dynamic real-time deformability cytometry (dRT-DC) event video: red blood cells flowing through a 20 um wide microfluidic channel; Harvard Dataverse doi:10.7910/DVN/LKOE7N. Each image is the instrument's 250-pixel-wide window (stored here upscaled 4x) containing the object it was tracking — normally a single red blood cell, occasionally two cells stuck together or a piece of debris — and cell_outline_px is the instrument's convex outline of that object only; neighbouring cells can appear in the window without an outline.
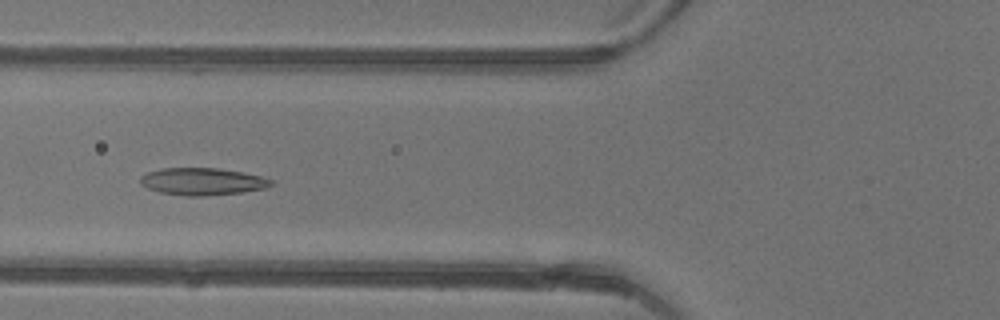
{"species": "common noctule bat (a hibernating species)", "species_latin": "Nyctalus noctula", "temperature_condition": "warm", "stored_images_in_passage": 47, "camera_frame_rate_fps": 3000, "um_per_image_px": 0.085, "animal": {"sex": "female"}, "frame": {"image": 1, "passage_image": 19, "time_ms": 6.0, "image_size_px": [1000, 320], "cell_outline_px": [[276, 184], [268, 188], [240, 192], [200, 196], [184, 196], [160, 192], [148, 188], [140, 184], [140, 176], [148, 172], [160, 168], [220, 168], [244, 172], [260, 176], [272, 180]], "centroid_in_image_um": [17.22, 15.42], "position_along_channel_um": 108.6, "area_um2": 20.87}}
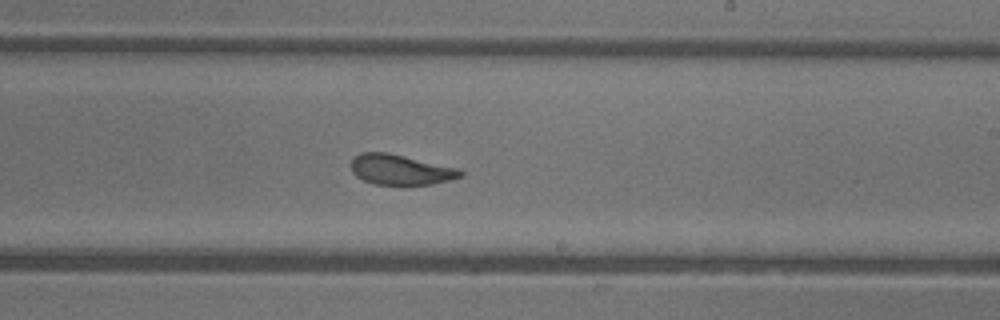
{"frame": {"image": 2, "passage_image": 29, "time_ms": 9.333, "image_size_px": [1000, 320], "cell_outline_px": [[464, 176], [432, 184], [404, 188], [400, 188], [376, 184], [364, 180], [356, 176], [352, 172], [348, 164], [360, 152], [388, 152], [460, 168], [464, 172]], "centroid_in_image_um": [34.06, 14.46], "position_along_channel_um": 254.9, "area_um2": 20.29}}
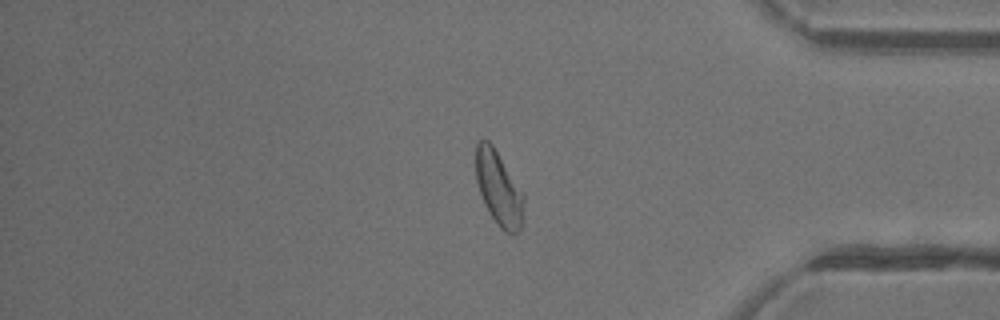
{"frame": {"image": 3, "passage_image": 40, "time_ms": 13.0, "image_size_px": [1000, 320], "cell_outline_px": [[524, 200], [520, 228], [516, 232], [504, 232], [496, 224], [488, 212], [484, 204], [476, 180], [476, 144], [480, 140], [488, 140], [492, 144], [524, 192]], "centroid_in_image_um": [42.38, 16.0], "position_along_channel_um": 392.8, "area_um2": 20.69}, "authors_computed_cell_mechanics": {"area_um2": 21.386, "velocity_mm_per_s": 4.3922, "shape_relaxation_time_tau1_ms": 3.3477, "shape_relaxation_time_tau2_ms": 1.7004, "deformation_change_tau1": 0.161, "deformation_change_tau2": 0.1024}}